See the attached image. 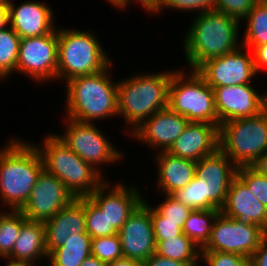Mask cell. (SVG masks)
Returning a JSON list of instances; mask_svg holds the SVG:
<instances>
[{"label": "cell", "instance_id": "cell-1", "mask_svg": "<svg viewBox=\"0 0 267 266\" xmlns=\"http://www.w3.org/2000/svg\"><path fill=\"white\" fill-rule=\"evenodd\" d=\"M196 15L182 41L184 58L191 70L206 60L222 57L241 46L238 19L214 9Z\"/></svg>", "mask_w": 267, "mask_h": 266}, {"label": "cell", "instance_id": "cell-2", "mask_svg": "<svg viewBox=\"0 0 267 266\" xmlns=\"http://www.w3.org/2000/svg\"><path fill=\"white\" fill-rule=\"evenodd\" d=\"M110 66L112 62L100 72L78 76L65 83L66 118L94 123L118 117V81L113 82Z\"/></svg>", "mask_w": 267, "mask_h": 266}, {"label": "cell", "instance_id": "cell-3", "mask_svg": "<svg viewBox=\"0 0 267 266\" xmlns=\"http://www.w3.org/2000/svg\"><path fill=\"white\" fill-rule=\"evenodd\" d=\"M43 170L35 145L20 138L10 139L0 149V201L5 210H21Z\"/></svg>", "mask_w": 267, "mask_h": 266}, {"label": "cell", "instance_id": "cell-4", "mask_svg": "<svg viewBox=\"0 0 267 266\" xmlns=\"http://www.w3.org/2000/svg\"><path fill=\"white\" fill-rule=\"evenodd\" d=\"M144 72L118 80V116H122L128 135L155 112L168 106V90L172 73ZM130 128V129H129Z\"/></svg>", "mask_w": 267, "mask_h": 266}, {"label": "cell", "instance_id": "cell-5", "mask_svg": "<svg viewBox=\"0 0 267 266\" xmlns=\"http://www.w3.org/2000/svg\"><path fill=\"white\" fill-rule=\"evenodd\" d=\"M237 167L220 150L197 161L192 181L171 194L191 210H220Z\"/></svg>", "mask_w": 267, "mask_h": 266}, {"label": "cell", "instance_id": "cell-6", "mask_svg": "<svg viewBox=\"0 0 267 266\" xmlns=\"http://www.w3.org/2000/svg\"><path fill=\"white\" fill-rule=\"evenodd\" d=\"M42 142L34 145L41 155L43 169L61 180L75 198L88 197L105 181L103 174L77 156L53 132L46 134Z\"/></svg>", "mask_w": 267, "mask_h": 266}, {"label": "cell", "instance_id": "cell-7", "mask_svg": "<svg viewBox=\"0 0 267 266\" xmlns=\"http://www.w3.org/2000/svg\"><path fill=\"white\" fill-rule=\"evenodd\" d=\"M58 27V81L100 72L112 62L92 30Z\"/></svg>", "mask_w": 267, "mask_h": 266}, {"label": "cell", "instance_id": "cell-8", "mask_svg": "<svg viewBox=\"0 0 267 266\" xmlns=\"http://www.w3.org/2000/svg\"><path fill=\"white\" fill-rule=\"evenodd\" d=\"M189 71L178 68L172 73L167 107L189 122L218 125L213 88L195 70Z\"/></svg>", "mask_w": 267, "mask_h": 266}, {"label": "cell", "instance_id": "cell-9", "mask_svg": "<svg viewBox=\"0 0 267 266\" xmlns=\"http://www.w3.org/2000/svg\"><path fill=\"white\" fill-rule=\"evenodd\" d=\"M219 149L237 168L251 166L267 151V109L255 117L222 123Z\"/></svg>", "mask_w": 267, "mask_h": 266}, {"label": "cell", "instance_id": "cell-10", "mask_svg": "<svg viewBox=\"0 0 267 266\" xmlns=\"http://www.w3.org/2000/svg\"><path fill=\"white\" fill-rule=\"evenodd\" d=\"M66 122L64 134L56 136L63 141L77 156L91 164L101 174V165L119 163L124 157L123 151L117 149L116 145L100 131L95 123H85L64 119Z\"/></svg>", "mask_w": 267, "mask_h": 266}, {"label": "cell", "instance_id": "cell-11", "mask_svg": "<svg viewBox=\"0 0 267 266\" xmlns=\"http://www.w3.org/2000/svg\"><path fill=\"white\" fill-rule=\"evenodd\" d=\"M57 28L49 34L20 39L16 72L39 83L57 80Z\"/></svg>", "mask_w": 267, "mask_h": 266}, {"label": "cell", "instance_id": "cell-12", "mask_svg": "<svg viewBox=\"0 0 267 266\" xmlns=\"http://www.w3.org/2000/svg\"><path fill=\"white\" fill-rule=\"evenodd\" d=\"M195 71L211 88L251 84L258 76L253 53L243 46L222 57L204 61Z\"/></svg>", "mask_w": 267, "mask_h": 266}, {"label": "cell", "instance_id": "cell-13", "mask_svg": "<svg viewBox=\"0 0 267 266\" xmlns=\"http://www.w3.org/2000/svg\"><path fill=\"white\" fill-rule=\"evenodd\" d=\"M266 235L259 226L242 224L219 213L213 222L211 237L201 251L236 253L250 258Z\"/></svg>", "mask_w": 267, "mask_h": 266}, {"label": "cell", "instance_id": "cell-14", "mask_svg": "<svg viewBox=\"0 0 267 266\" xmlns=\"http://www.w3.org/2000/svg\"><path fill=\"white\" fill-rule=\"evenodd\" d=\"M213 91L219 126L228 120L258 116L267 109V93L259 94L253 84L215 87Z\"/></svg>", "mask_w": 267, "mask_h": 266}, {"label": "cell", "instance_id": "cell-15", "mask_svg": "<svg viewBox=\"0 0 267 266\" xmlns=\"http://www.w3.org/2000/svg\"><path fill=\"white\" fill-rule=\"evenodd\" d=\"M74 198L61 180L43 169L37 177L28 201L20 211L27 220L45 222Z\"/></svg>", "mask_w": 267, "mask_h": 266}, {"label": "cell", "instance_id": "cell-16", "mask_svg": "<svg viewBox=\"0 0 267 266\" xmlns=\"http://www.w3.org/2000/svg\"><path fill=\"white\" fill-rule=\"evenodd\" d=\"M124 257L145 262L155 253L151 203L146 198L118 231Z\"/></svg>", "mask_w": 267, "mask_h": 266}, {"label": "cell", "instance_id": "cell-17", "mask_svg": "<svg viewBox=\"0 0 267 266\" xmlns=\"http://www.w3.org/2000/svg\"><path fill=\"white\" fill-rule=\"evenodd\" d=\"M109 180H105L92 194L88 197L105 213L112 225L119 231L128 217L143 202V194L139 188L134 185H125L117 182L111 185Z\"/></svg>", "mask_w": 267, "mask_h": 266}, {"label": "cell", "instance_id": "cell-18", "mask_svg": "<svg viewBox=\"0 0 267 266\" xmlns=\"http://www.w3.org/2000/svg\"><path fill=\"white\" fill-rule=\"evenodd\" d=\"M188 123L186 117L167 107L147 118L130 136L131 138L134 136L133 138L139 140L141 144L144 143L149 148H154L155 153L167 151Z\"/></svg>", "mask_w": 267, "mask_h": 266}, {"label": "cell", "instance_id": "cell-19", "mask_svg": "<svg viewBox=\"0 0 267 266\" xmlns=\"http://www.w3.org/2000/svg\"><path fill=\"white\" fill-rule=\"evenodd\" d=\"M48 255L67 240L92 239L86 232L84 197L74 198L54 217L44 222Z\"/></svg>", "mask_w": 267, "mask_h": 266}, {"label": "cell", "instance_id": "cell-20", "mask_svg": "<svg viewBox=\"0 0 267 266\" xmlns=\"http://www.w3.org/2000/svg\"><path fill=\"white\" fill-rule=\"evenodd\" d=\"M220 213L239 223L259 226L267 232V208L236 175L230 185Z\"/></svg>", "mask_w": 267, "mask_h": 266}, {"label": "cell", "instance_id": "cell-21", "mask_svg": "<svg viewBox=\"0 0 267 266\" xmlns=\"http://www.w3.org/2000/svg\"><path fill=\"white\" fill-rule=\"evenodd\" d=\"M219 149V125L189 122L182 134L166 151L184 159L199 161Z\"/></svg>", "mask_w": 267, "mask_h": 266}, {"label": "cell", "instance_id": "cell-22", "mask_svg": "<svg viewBox=\"0 0 267 266\" xmlns=\"http://www.w3.org/2000/svg\"><path fill=\"white\" fill-rule=\"evenodd\" d=\"M10 27L20 38L35 37L52 33L57 26L54 12L45 2L24 1L15 6L9 4Z\"/></svg>", "mask_w": 267, "mask_h": 266}, {"label": "cell", "instance_id": "cell-23", "mask_svg": "<svg viewBox=\"0 0 267 266\" xmlns=\"http://www.w3.org/2000/svg\"><path fill=\"white\" fill-rule=\"evenodd\" d=\"M154 159L158 171L156 174L158 191L162 195H171L188 185L195 176L197 162L171 155L166 151L158 152Z\"/></svg>", "mask_w": 267, "mask_h": 266}, {"label": "cell", "instance_id": "cell-24", "mask_svg": "<svg viewBox=\"0 0 267 266\" xmlns=\"http://www.w3.org/2000/svg\"><path fill=\"white\" fill-rule=\"evenodd\" d=\"M47 259L44 222L27 220L21 212V230L12 253L6 258L12 262L39 263ZM39 260V262H37Z\"/></svg>", "mask_w": 267, "mask_h": 266}, {"label": "cell", "instance_id": "cell-25", "mask_svg": "<svg viewBox=\"0 0 267 266\" xmlns=\"http://www.w3.org/2000/svg\"><path fill=\"white\" fill-rule=\"evenodd\" d=\"M155 254L186 263L201 261V250L184 233L165 241H156Z\"/></svg>", "mask_w": 267, "mask_h": 266}, {"label": "cell", "instance_id": "cell-26", "mask_svg": "<svg viewBox=\"0 0 267 266\" xmlns=\"http://www.w3.org/2000/svg\"><path fill=\"white\" fill-rule=\"evenodd\" d=\"M243 21L247 24L241 46L252 51L256 46L267 44V6L257 1Z\"/></svg>", "mask_w": 267, "mask_h": 266}, {"label": "cell", "instance_id": "cell-27", "mask_svg": "<svg viewBox=\"0 0 267 266\" xmlns=\"http://www.w3.org/2000/svg\"><path fill=\"white\" fill-rule=\"evenodd\" d=\"M220 210H192L186 219L182 231L200 250L211 237L212 225Z\"/></svg>", "mask_w": 267, "mask_h": 266}, {"label": "cell", "instance_id": "cell-28", "mask_svg": "<svg viewBox=\"0 0 267 266\" xmlns=\"http://www.w3.org/2000/svg\"><path fill=\"white\" fill-rule=\"evenodd\" d=\"M92 239L67 240L53 250L47 259L50 266H80L91 255Z\"/></svg>", "mask_w": 267, "mask_h": 266}, {"label": "cell", "instance_id": "cell-29", "mask_svg": "<svg viewBox=\"0 0 267 266\" xmlns=\"http://www.w3.org/2000/svg\"><path fill=\"white\" fill-rule=\"evenodd\" d=\"M19 35L9 26L0 30V80H6L16 73L20 44ZM9 76V77H8Z\"/></svg>", "mask_w": 267, "mask_h": 266}, {"label": "cell", "instance_id": "cell-30", "mask_svg": "<svg viewBox=\"0 0 267 266\" xmlns=\"http://www.w3.org/2000/svg\"><path fill=\"white\" fill-rule=\"evenodd\" d=\"M21 230V211L9 210L0 215V258L12 253Z\"/></svg>", "mask_w": 267, "mask_h": 266}, {"label": "cell", "instance_id": "cell-31", "mask_svg": "<svg viewBox=\"0 0 267 266\" xmlns=\"http://www.w3.org/2000/svg\"><path fill=\"white\" fill-rule=\"evenodd\" d=\"M84 213L86 232L91 238L118 234V231L110 225L105 213L89 197H84Z\"/></svg>", "mask_w": 267, "mask_h": 266}, {"label": "cell", "instance_id": "cell-32", "mask_svg": "<svg viewBox=\"0 0 267 266\" xmlns=\"http://www.w3.org/2000/svg\"><path fill=\"white\" fill-rule=\"evenodd\" d=\"M163 197V202L161 201L160 204H152L151 206L152 221L179 222V226L183 228V225L192 210L171 195L164 194Z\"/></svg>", "mask_w": 267, "mask_h": 266}, {"label": "cell", "instance_id": "cell-33", "mask_svg": "<svg viewBox=\"0 0 267 266\" xmlns=\"http://www.w3.org/2000/svg\"><path fill=\"white\" fill-rule=\"evenodd\" d=\"M91 255L108 264L123 256L118 234L92 238Z\"/></svg>", "mask_w": 267, "mask_h": 266}, {"label": "cell", "instance_id": "cell-34", "mask_svg": "<svg viewBox=\"0 0 267 266\" xmlns=\"http://www.w3.org/2000/svg\"><path fill=\"white\" fill-rule=\"evenodd\" d=\"M236 175L246 184L255 198L267 208V177L251 166L238 167Z\"/></svg>", "mask_w": 267, "mask_h": 266}, {"label": "cell", "instance_id": "cell-35", "mask_svg": "<svg viewBox=\"0 0 267 266\" xmlns=\"http://www.w3.org/2000/svg\"><path fill=\"white\" fill-rule=\"evenodd\" d=\"M200 260L206 266H252L250 258L220 251H201Z\"/></svg>", "mask_w": 267, "mask_h": 266}, {"label": "cell", "instance_id": "cell-36", "mask_svg": "<svg viewBox=\"0 0 267 266\" xmlns=\"http://www.w3.org/2000/svg\"><path fill=\"white\" fill-rule=\"evenodd\" d=\"M215 0H161L159 8L152 14V16L159 15L162 11L167 10V8L183 11H193L198 14L200 12H205L212 10L214 7Z\"/></svg>", "mask_w": 267, "mask_h": 266}, {"label": "cell", "instance_id": "cell-37", "mask_svg": "<svg viewBox=\"0 0 267 266\" xmlns=\"http://www.w3.org/2000/svg\"><path fill=\"white\" fill-rule=\"evenodd\" d=\"M258 0H215L213 9L238 19L241 23Z\"/></svg>", "mask_w": 267, "mask_h": 266}, {"label": "cell", "instance_id": "cell-38", "mask_svg": "<svg viewBox=\"0 0 267 266\" xmlns=\"http://www.w3.org/2000/svg\"><path fill=\"white\" fill-rule=\"evenodd\" d=\"M155 241H165L183 233L179 222L172 221H152Z\"/></svg>", "mask_w": 267, "mask_h": 266}, {"label": "cell", "instance_id": "cell-39", "mask_svg": "<svg viewBox=\"0 0 267 266\" xmlns=\"http://www.w3.org/2000/svg\"><path fill=\"white\" fill-rule=\"evenodd\" d=\"M201 263H186L153 254L144 262V266H200Z\"/></svg>", "mask_w": 267, "mask_h": 266}, {"label": "cell", "instance_id": "cell-40", "mask_svg": "<svg viewBox=\"0 0 267 266\" xmlns=\"http://www.w3.org/2000/svg\"><path fill=\"white\" fill-rule=\"evenodd\" d=\"M253 60L258 75L262 69H267V44L256 46L253 50Z\"/></svg>", "mask_w": 267, "mask_h": 266}, {"label": "cell", "instance_id": "cell-41", "mask_svg": "<svg viewBox=\"0 0 267 266\" xmlns=\"http://www.w3.org/2000/svg\"><path fill=\"white\" fill-rule=\"evenodd\" d=\"M252 266H267V235L250 257Z\"/></svg>", "mask_w": 267, "mask_h": 266}, {"label": "cell", "instance_id": "cell-42", "mask_svg": "<svg viewBox=\"0 0 267 266\" xmlns=\"http://www.w3.org/2000/svg\"><path fill=\"white\" fill-rule=\"evenodd\" d=\"M251 167L261 175L267 177V151L258 157Z\"/></svg>", "mask_w": 267, "mask_h": 266}, {"label": "cell", "instance_id": "cell-43", "mask_svg": "<svg viewBox=\"0 0 267 266\" xmlns=\"http://www.w3.org/2000/svg\"><path fill=\"white\" fill-rule=\"evenodd\" d=\"M107 266H144V263L122 256L108 263Z\"/></svg>", "mask_w": 267, "mask_h": 266}, {"label": "cell", "instance_id": "cell-44", "mask_svg": "<svg viewBox=\"0 0 267 266\" xmlns=\"http://www.w3.org/2000/svg\"><path fill=\"white\" fill-rule=\"evenodd\" d=\"M132 1L133 0H130V3ZM137 1L140 4V6L143 7V9H145V11L147 10V12L153 14L159 8L161 0H137ZM133 2H136V0H134Z\"/></svg>", "mask_w": 267, "mask_h": 266}, {"label": "cell", "instance_id": "cell-45", "mask_svg": "<svg viewBox=\"0 0 267 266\" xmlns=\"http://www.w3.org/2000/svg\"><path fill=\"white\" fill-rule=\"evenodd\" d=\"M10 26L9 7L0 5V30Z\"/></svg>", "mask_w": 267, "mask_h": 266}, {"label": "cell", "instance_id": "cell-46", "mask_svg": "<svg viewBox=\"0 0 267 266\" xmlns=\"http://www.w3.org/2000/svg\"><path fill=\"white\" fill-rule=\"evenodd\" d=\"M80 266H107V264L100 261L97 257L90 255L83 261Z\"/></svg>", "mask_w": 267, "mask_h": 266}, {"label": "cell", "instance_id": "cell-47", "mask_svg": "<svg viewBox=\"0 0 267 266\" xmlns=\"http://www.w3.org/2000/svg\"><path fill=\"white\" fill-rule=\"evenodd\" d=\"M130 5H132L130 4V0H112V6H115L116 9H120L121 11L126 10V7H129Z\"/></svg>", "mask_w": 267, "mask_h": 266}, {"label": "cell", "instance_id": "cell-48", "mask_svg": "<svg viewBox=\"0 0 267 266\" xmlns=\"http://www.w3.org/2000/svg\"><path fill=\"white\" fill-rule=\"evenodd\" d=\"M6 266H35L34 263H24V262H12L7 260Z\"/></svg>", "mask_w": 267, "mask_h": 266}, {"label": "cell", "instance_id": "cell-49", "mask_svg": "<svg viewBox=\"0 0 267 266\" xmlns=\"http://www.w3.org/2000/svg\"><path fill=\"white\" fill-rule=\"evenodd\" d=\"M11 2H13V0H0V5L8 7Z\"/></svg>", "mask_w": 267, "mask_h": 266}, {"label": "cell", "instance_id": "cell-50", "mask_svg": "<svg viewBox=\"0 0 267 266\" xmlns=\"http://www.w3.org/2000/svg\"><path fill=\"white\" fill-rule=\"evenodd\" d=\"M260 3L264 4L265 6H267V0H258Z\"/></svg>", "mask_w": 267, "mask_h": 266}, {"label": "cell", "instance_id": "cell-51", "mask_svg": "<svg viewBox=\"0 0 267 266\" xmlns=\"http://www.w3.org/2000/svg\"><path fill=\"white\" fill-rule=\"evenodd\" d=\"M107 2H109V3H110V5H112V0H107Z\"/></svg>", "mask_w": 267, "mask_h": 266}]
</instances>
